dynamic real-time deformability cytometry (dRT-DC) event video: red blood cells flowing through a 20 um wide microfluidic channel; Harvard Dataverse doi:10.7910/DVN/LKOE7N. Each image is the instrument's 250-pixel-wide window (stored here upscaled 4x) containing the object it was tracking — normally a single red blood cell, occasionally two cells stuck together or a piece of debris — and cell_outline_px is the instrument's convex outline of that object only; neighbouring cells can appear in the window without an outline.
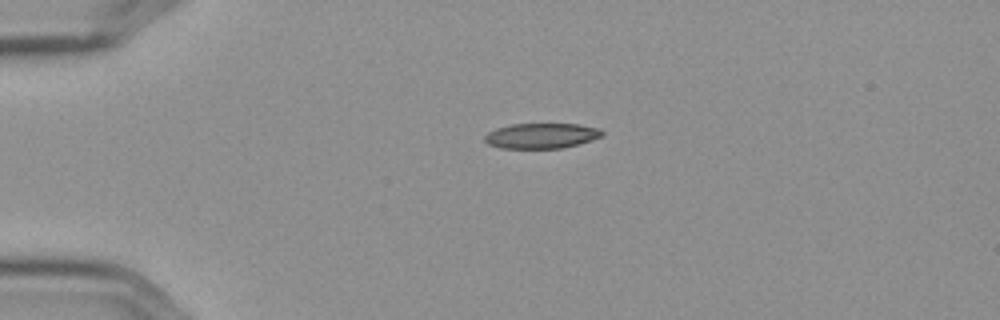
{"species": "Egyptian fruit bat (a non-hibernating species)", "species_latin": "Rousettus aegyptiacus", "temperature_condition": "cold", "stored_images_in_passage": 2, "camera_frame_rate_fps": 3000, "um_per_image_px": 0.085, "frame": {"image": 1, "passage_image": 1, "time_ms": 0.0, "image_size_px": [1000, 320], "cell_outline_px": [[604, 136], [592, 140], [560, 148], [500, 148], [488, 144], [484, 140], [484, 136], [488, 132], [496, 128], [512, 124], [580, 124], [600, 128], [604, 132]], "centroid_in_image_um": [46.03, 11.53], "position_along_channel_um": 39.0, "area_um2": 17.34}}